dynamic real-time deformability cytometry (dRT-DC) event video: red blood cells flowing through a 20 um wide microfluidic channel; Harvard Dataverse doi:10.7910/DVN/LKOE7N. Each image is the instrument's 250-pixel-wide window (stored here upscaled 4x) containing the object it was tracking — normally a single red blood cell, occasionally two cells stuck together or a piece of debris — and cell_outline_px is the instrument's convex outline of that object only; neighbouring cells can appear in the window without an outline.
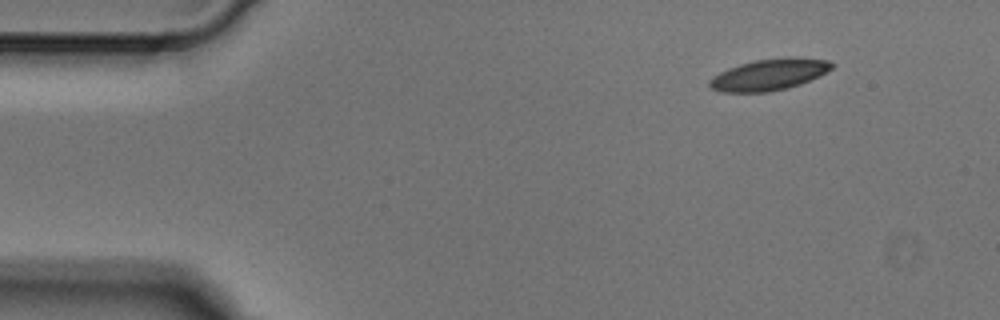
{"species": "Egyptian fruit bat (a non-hibernating species)", "species_latin": "Rousettus aegyptiacus", "temperature_condition": "cold", "stored_images_in_passage": 4, "segment_of_instrument_passage": [1, 2], "camera_frame_rate_fps": 3000, "um_per_image_px": 0.085, "animal": {"sex": "male"}, "frame": {"image": 1, "passage_image": 1, "time_ms": 0.0, "image_size_px": [1000, 320], "cell_outline_px": [[836, 64], [832, 68], [820, 76], [800, 84], [788, 88], [768, 92], [724, 92], [712, 88], [708, 84], [720, 72], [728, 68], [740, 64], [756, 60], [792, 56], [828, 60]], "centroid_in_image_um": [65.45, 6.33], "position_along_channel_um": 19.5, "area_um2": 22.25}}